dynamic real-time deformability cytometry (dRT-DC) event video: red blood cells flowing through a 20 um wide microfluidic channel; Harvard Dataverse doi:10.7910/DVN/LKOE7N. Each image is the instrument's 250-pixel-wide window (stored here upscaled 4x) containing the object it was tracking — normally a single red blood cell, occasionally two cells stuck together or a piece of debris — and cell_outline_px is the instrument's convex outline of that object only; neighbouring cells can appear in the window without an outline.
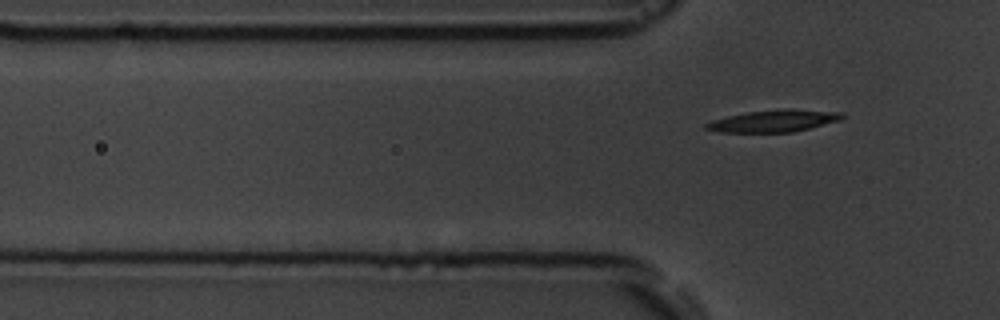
{"species": "common noctule bat (a hibernating species)", "species_latin": "Nyctalus noctula", "temperature_condition": "room temperature", "stored_images_in_passage": 7, "camera_frame_rate_fps": 3000, "um_per_image_px": 0.085, "animal": {"sex": "male", "body_mass_g": 19.5, "forearm_length_mm": 54.6}, "frame": {"image": 1, "passage_image": 7, "time_ms": 7.0, "image_size_px": [1000, 320], "cell_outline_px": [[844, 116], [840, 120], [792, 132], [720, 132], [704, 128], [704, 124], [712, 120], [728, 116], [748, 112], [788, 108], [792, 108], [844, 112]], "centroid_in_image_um": [65.79, 10.26], "position_along_channel_um": 60.0, "area_um2": 17.4}}